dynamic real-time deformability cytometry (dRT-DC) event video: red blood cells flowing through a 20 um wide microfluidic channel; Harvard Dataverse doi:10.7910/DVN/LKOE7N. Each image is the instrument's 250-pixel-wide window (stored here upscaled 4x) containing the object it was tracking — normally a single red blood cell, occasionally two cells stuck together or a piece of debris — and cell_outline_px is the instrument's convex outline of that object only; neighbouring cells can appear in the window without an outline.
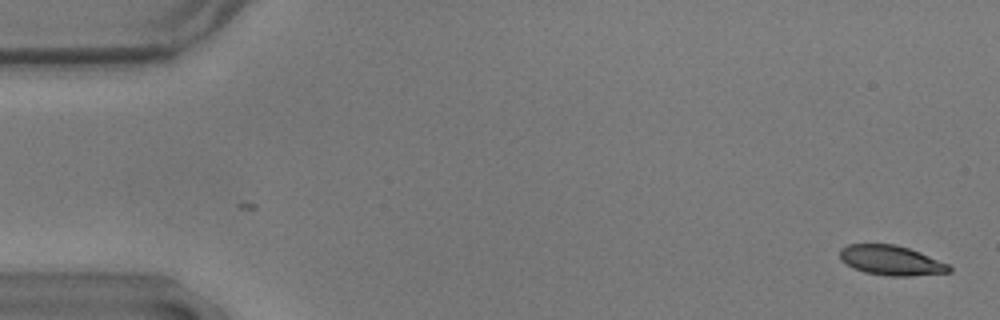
{"species": "common noctule bat (a hibernating species)", "species_latin": "Nyctalus noctula", "temperature_condition": "warm", "stored_images_in_passage": 55, "camera_frame_rate_fps": 3000, "um_per_image_px": 0.085, "animal": {"sex": "male", "body_mass_g": 17.9}, "frame": {"image": 1, "passage_image": 1, "time_ms": 0.0, "image_size_px": [1000, 320], "cell_outline_px": [[952, 272], [912, 276], [888, 276], [864, 272], [852, 268], [840, 260], [840, 248], [848, 244], [896, 244], [920, 252], [948, 264], [952, 268]], "centroid_in_image_um": [75.73, 22.14], "position_along_channel_um": 9.3, "area_um2": 19.13}}
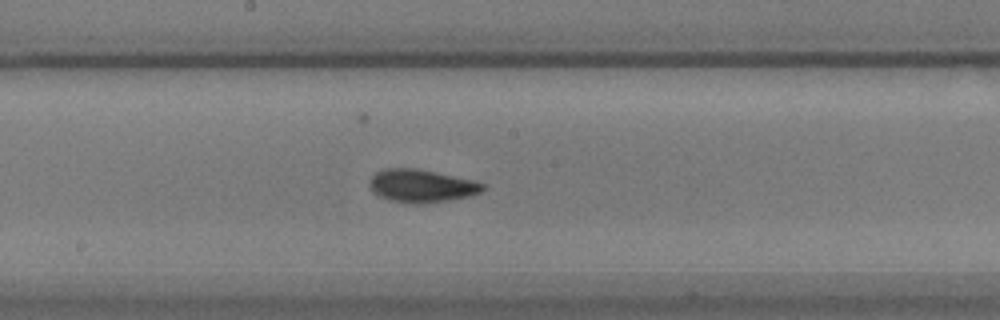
{"frame": {"image": 2, "passage_image": 29, "time_ms": 9.333, "image_size_px": [1000, 320], "cell_outline_px": [[484, 188], [480, 192], [468, 196], [448, 200], [424, 204], [420, 204], [392, 200], [380, 196], [372, 192], [368, 184], [372, 176], [376, 172], [384, 168], [416, 168], [476, 180], [484, 184]], "centroid_in_image_um": [35.82, 15.78], "position_along_channel_um": 212.4, "area_um2": 21.68}}
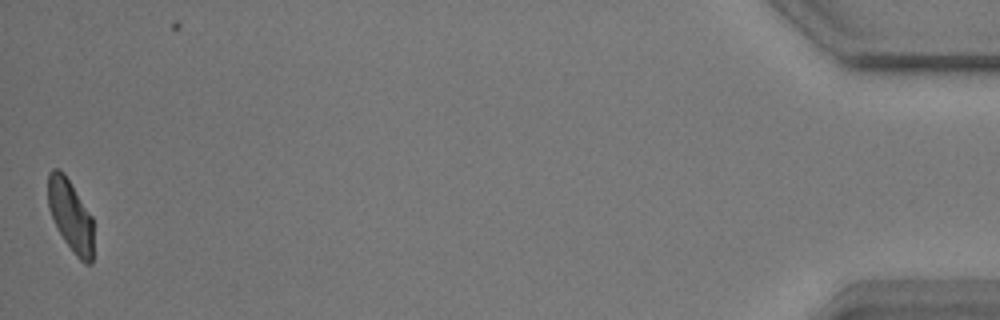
{"frame": {"image": 3, "passage_image": 55, "time_ms": 18.0, "image_size_px": [1000, 320], "cell_outline_px": [[92, 264], [84, 264], [76, 256], [64, 240], [48, 208], [48, 172], [52, 168], [56, 168], [64, 172], [92, 216]], "centroid_in_image_um": [5.99, 18.3], "position_along_channel_um": 429.2, "area_um2": 18.84}, "authors_computed_cell_mechanics": {"area_um2": 20.3456, "velocity_mm_per_s": 3.5842, "shape_relaxation_time_tau1_ms": 2.5191, "shape_relaxation_time_tau2_ms": 1.8248, "deformation_change_tau1": 0.1477, "deformation_change_tau2": 0.0753}}